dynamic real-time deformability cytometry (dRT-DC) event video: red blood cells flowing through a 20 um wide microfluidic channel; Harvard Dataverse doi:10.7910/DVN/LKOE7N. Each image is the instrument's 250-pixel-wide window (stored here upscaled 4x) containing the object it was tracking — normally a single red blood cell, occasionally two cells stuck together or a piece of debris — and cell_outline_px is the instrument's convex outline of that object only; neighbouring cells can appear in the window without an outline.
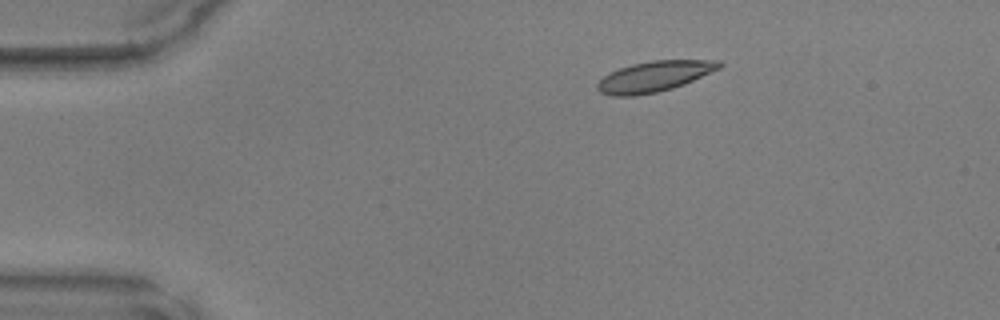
{"species": "common noctule bat (a hibernating species)", "species_latin": "Nyctalus noctula", "temperature_condition": "warm", "stored_images_in_passage": 41, "camera_frame_rate_fps": 3000, "um_per_image_px": 0.085, "animal": {"sex": "male", "body_mass_g": 17.9, "forearm_length_mm": 54.2}, "frame": {"image": 1, "passage_image": 1, "time_ms": 0.0, "image_size_px": [1000, 320], "cell_outline_px": [[724, 64], [720, 68], [684, 84], [672, 88], [656, 92], [636, 96], [612, 96], [600, 92], [596, 88], [596, 84], [604, 76], [620, 68], [632, 64], [652, 60], [720, 60]], "centroid_in_image_um": [55.62, 6.5], "position_along_channel_um": 29.4, "area_um2": 21.62}}
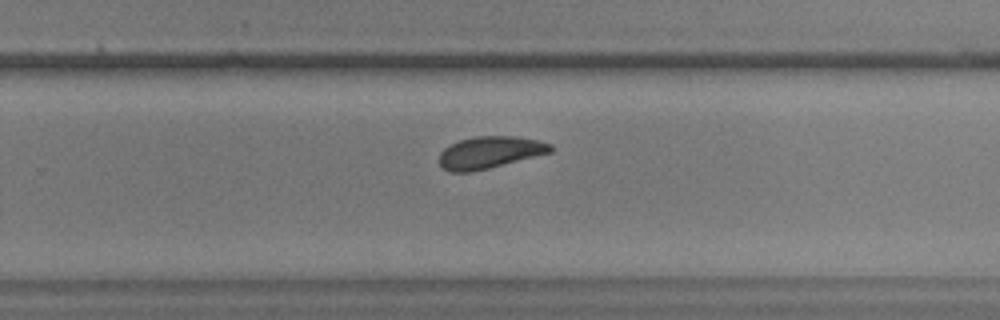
{"frame": {"image": 2, "passage_image": 24, "time_ms": 7.667, "image_size_px": [1000, 320], "cell_outline_px": [[556, 148], [552, 152], [472, 172], [448, 172], [440, 164], [440, 152], [444, 148], [460, 140], [476, 136], [516, 136], [536, 140], [552, 144]], "centroid_in_image_um": [41.65, 12.95], "position_along_channel_um": 288.1, "area_um2": 20.69}}
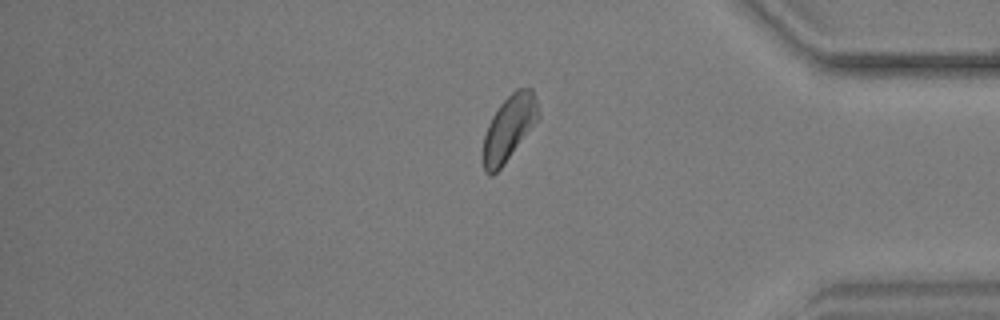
{"frame": {"image": 3, "passage_image": 33, "time_ms": 10.667, "image_size_px": [1000, 320], "cell_outline_px": [[540, 116], [504, 164], [492, 176], [488, 176], [484, 172], [484, 136], [488, 124], [492, 116], [500, 104], [516, 88], [532, 88], [536, 100]], "centroid_in_image_um": [43.26, 10.87], "position_along_channel_um": 391.9, "area_um2": 20.58}}